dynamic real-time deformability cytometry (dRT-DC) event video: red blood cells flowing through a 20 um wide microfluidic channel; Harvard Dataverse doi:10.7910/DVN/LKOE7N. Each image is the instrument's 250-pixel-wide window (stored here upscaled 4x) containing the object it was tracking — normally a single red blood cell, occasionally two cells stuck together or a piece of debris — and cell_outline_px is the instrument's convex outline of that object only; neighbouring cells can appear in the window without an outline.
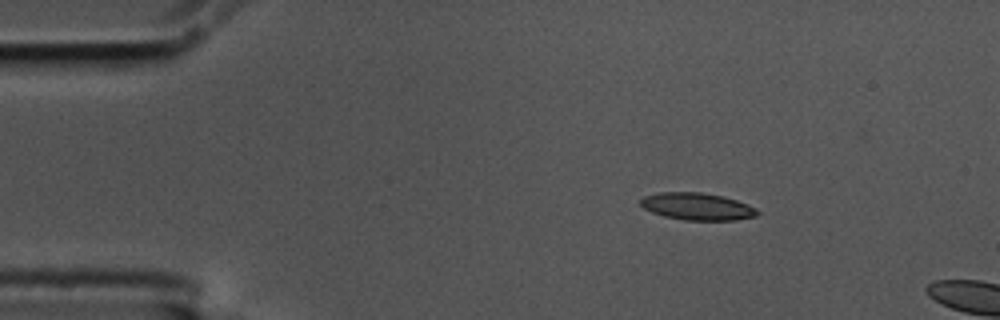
{"species": "common noctule bat (a hibernating species)", "species_latin": "Nyctalus noctula", "temperature_condition": "cold", "stored_images_in_passage": 12, "camera_frame_rate_fps": 3000, "um_per_image_px": 0.085, "animal": {"sex": "male", "body_mass_g": 17.5, "forearm_length_mm": 52.3}, "frame": {"image": 1, "passage_image": 9, "time_ms": 2.667, "image_size_px": [1000, 320], "cell_outline_px": [[752, 212], [748, 216], [720, 220], [704, 220], [672, 216], [660, 212], [680, 196], [712, 196], [728, 200], [740, 204], [748, 208]], "centroid_in_image_um": [59.99, 17.72], "position_along_channel_um": 25.0, "area_um2": 11.5}}